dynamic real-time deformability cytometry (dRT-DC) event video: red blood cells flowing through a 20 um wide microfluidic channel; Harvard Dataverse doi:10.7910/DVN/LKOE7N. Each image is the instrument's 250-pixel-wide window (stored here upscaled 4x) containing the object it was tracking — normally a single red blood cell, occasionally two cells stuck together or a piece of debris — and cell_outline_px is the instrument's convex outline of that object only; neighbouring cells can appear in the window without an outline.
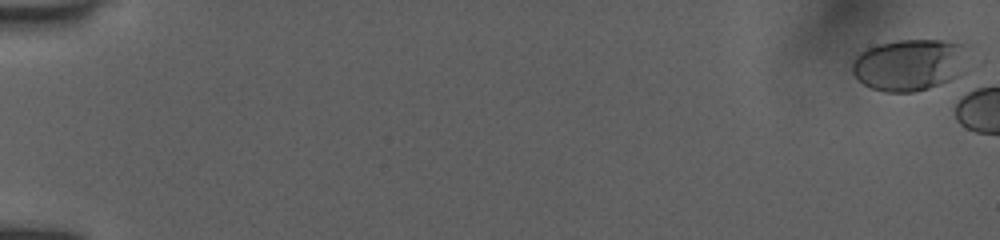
{"species": "human", "species_latin": "Homo sapiens", "temperature_condition": "room temperature", "stored_images_in_passage": 2, "camera_frame_rate_fps": 3000, "um_per_image_px": 0.085, "donor": {"sex": "female"}, "frame": {"image": 1, "passage_image": 1, "time_ms": 0.0, "image_size_px": [1000, 240], "cell_outline_px": [[968, 44], [964, 72], [940, 84], [928, 88], [912, 92], [884, 92], [872, 88], [864, 84], [852, 72], [848, 60], [860, 52], [868, 48], [880, 44], [896, 40], [944, 40]], "centroid_in_image_um": [77.29, 5.49], "position_along_channel_um": 7.7, "area_um2": 35.37}}